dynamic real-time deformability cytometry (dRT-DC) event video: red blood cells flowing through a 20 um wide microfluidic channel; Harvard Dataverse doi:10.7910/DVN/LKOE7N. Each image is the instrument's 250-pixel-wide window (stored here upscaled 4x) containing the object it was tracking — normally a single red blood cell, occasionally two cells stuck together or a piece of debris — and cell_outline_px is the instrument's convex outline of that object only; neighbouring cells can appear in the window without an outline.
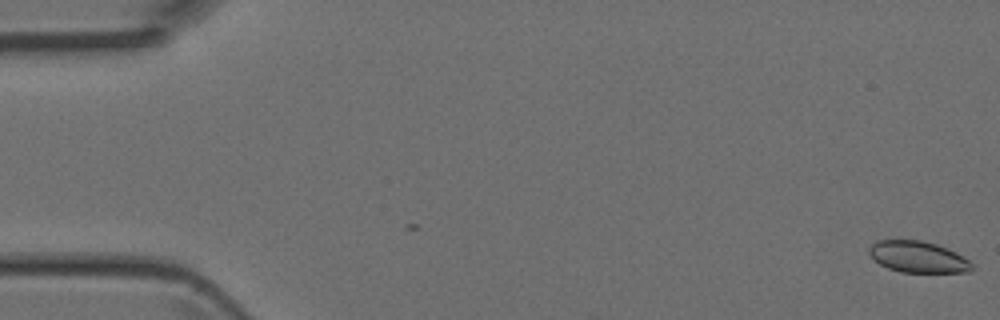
{"species": "Egyptian fruit bat (a non-hibernating species)", "species_latin": "Rousettus aegyptiacus", "temperature_condition": "room temperature", "stored_images_in_passage": 4, "camera_frame_rate_fps": 3000, "um_per_image_px": 0.085, "animal": {"sex": "female"}, "frame": {"image": 1, "passage_image": 1, "time_ms": 0.0, "image_size_px": [1000, 320], "cell_outline_px": [[972, 268], [968, 272], [900, 272], [888, 268], [880, 264], [868, 252], [868, 248], [876, 240], [920, 240], [936, 244], [956, 252], [968, 260], [972, 264]], "centroid_in_image_um": [78.01, 21.83], "position_along_channel_um": 7.0, "area_um2": 18.61}}
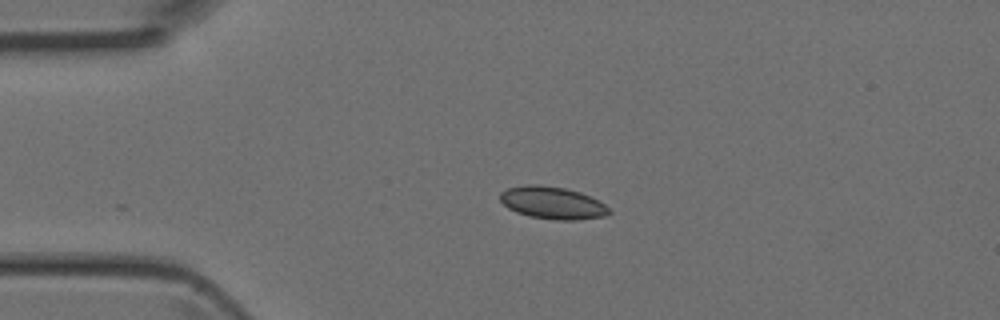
{"frame": {"image": 2, "passage_image": 4, "time_ms": 1.0, "image_size_px": [1000, 320], "cell_outline_px": [[612, 212], [604, 216], [576, 220], [556, 220], [528, 216], [516, 212], [508, 208], [500, 200], [500, 192], [508, 188], [524, 184], [540, 184], [564, 188], [580, 192], [604, 204]], "centroid_in_image_um": [46.92, 17.24], "position_along_channel_um": 38.1, "area_um2": 20.52}}